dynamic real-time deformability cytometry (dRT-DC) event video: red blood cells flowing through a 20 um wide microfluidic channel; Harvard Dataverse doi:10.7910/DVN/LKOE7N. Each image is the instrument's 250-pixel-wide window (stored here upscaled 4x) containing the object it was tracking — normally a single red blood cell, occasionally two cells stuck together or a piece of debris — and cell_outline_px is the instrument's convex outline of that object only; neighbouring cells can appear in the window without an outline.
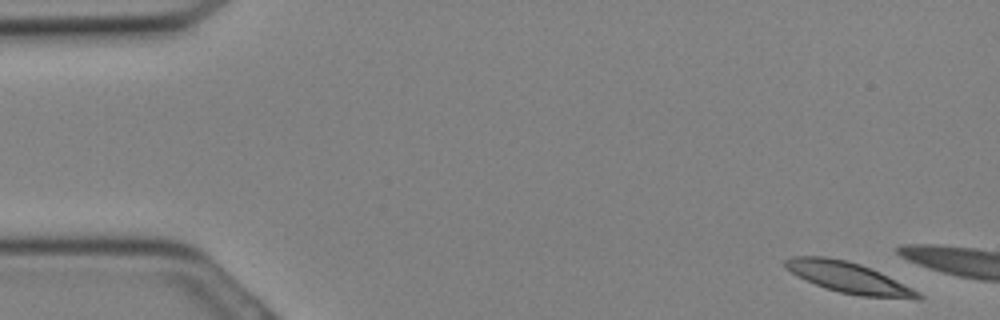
{"species": "Egyptian fruit bat (a non-hibernating species)", "species_latin": "Rousettus aegyptiacus", "temperature_condition": "cold", "stored_images_in_passage": 4, "camera_frame_rate_fps": 3000, "um_per_image_px": 0.085, "animal": {"sex": "female"}, "frame": {"image": 1, "passage_image": 1, "time_ms": 0.0, "image_size_px": [1000, 320], "cell_outline_px": [[924, 296], [920, 300], [916, 300], [860, 296], [840, 292], [824, 288], [784, 268], [784, 260], [792, 256], [824, 256], [844, 260], [860, 264], [880, 272], [920, 292]], "centroid_in_image_um": [72.19, 23.62], "position_along_channel_um": 12.8, "area_um2": 23.81}}